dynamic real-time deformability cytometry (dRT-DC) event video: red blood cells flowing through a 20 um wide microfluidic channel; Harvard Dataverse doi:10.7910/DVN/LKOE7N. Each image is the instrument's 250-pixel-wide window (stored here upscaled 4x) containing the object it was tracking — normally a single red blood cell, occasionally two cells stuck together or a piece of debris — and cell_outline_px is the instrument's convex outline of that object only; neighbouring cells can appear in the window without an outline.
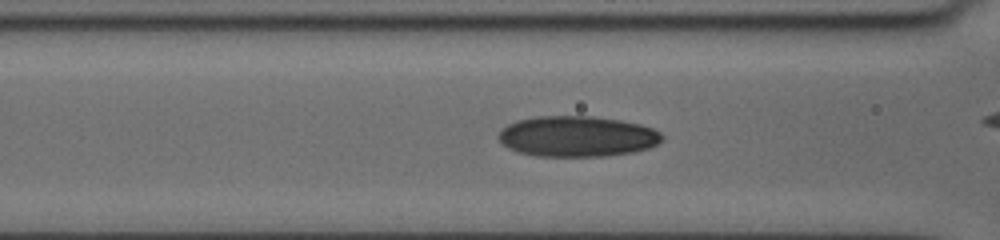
{"species": "human", "species_latin": "Homo sapiens", "temperature_condition": "cold", "stored_images_in_passage": 52, "camera_frame_rate_fps": 3000, "um_per_image_px": 0.085, "donor": {"sex": "female"}, "frame": {"image": 1, "passage_image": 29, "time_ms": 9.333, "image_size_px": [1000, 240], "cell_outline_px": [[664, 140], [648, 148], [632, 152], [608, 156], [536, 156], [520, 152], [508, 148], [496, 136], [508, 124], [520, 120], [540, 116], [592, 116], [620, 120], [640, 124], [652, 128], [660, 132], [664, 136]], "centroid_in_image_um": [49.09, 11.59], "position_along_channel_um": 117.5, "area_um2": 38.67}}
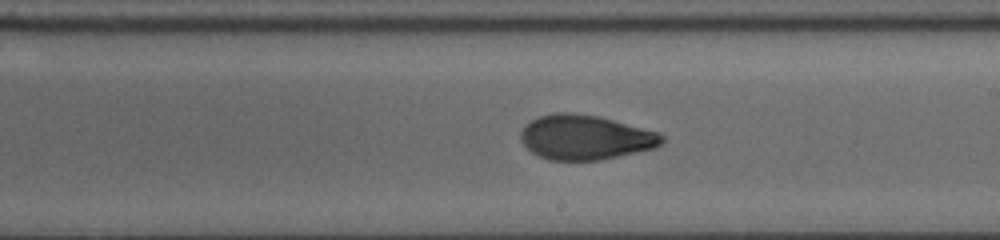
{"frame": {"image": 2, "passage_image": 39, "time_ms": 12.667, "image_size_px": [1000, 240], "cell_outline_px": [[664, 140], [656, 148], [600, 160], [548, 160], [532, 152], [520, 140], [520, 132], [532, 120], [540, 116], [556, 112], [568, 112], [596, 116], [660, 132], [664, 136]], "centroid_in_image_um": [49.77, 11.68], "position_along_channel_um": 239.2, "area_um2": 36.53}}
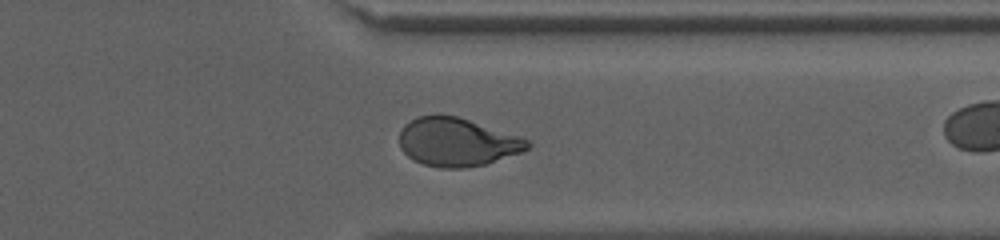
{"frame": {"image": 3, "passage_image": 50, "time_ms": 16.333, "image_size_px": [1000, 240], "cell_outline_px": [[532, 144], [528, 148], [520, 152], [484, 164], [464, 168], [440, 168], [424, 164], [412, 160], [400, 148], [400, 132], [404, 124], [420, 116], [436, 112], [440, 112], [456, 116], [520, 136], [528, 140]], "centroid_in_image_um": [38.81, 12.05], "position_along_channel_um": 372.6, "area_um2": 36.18}}